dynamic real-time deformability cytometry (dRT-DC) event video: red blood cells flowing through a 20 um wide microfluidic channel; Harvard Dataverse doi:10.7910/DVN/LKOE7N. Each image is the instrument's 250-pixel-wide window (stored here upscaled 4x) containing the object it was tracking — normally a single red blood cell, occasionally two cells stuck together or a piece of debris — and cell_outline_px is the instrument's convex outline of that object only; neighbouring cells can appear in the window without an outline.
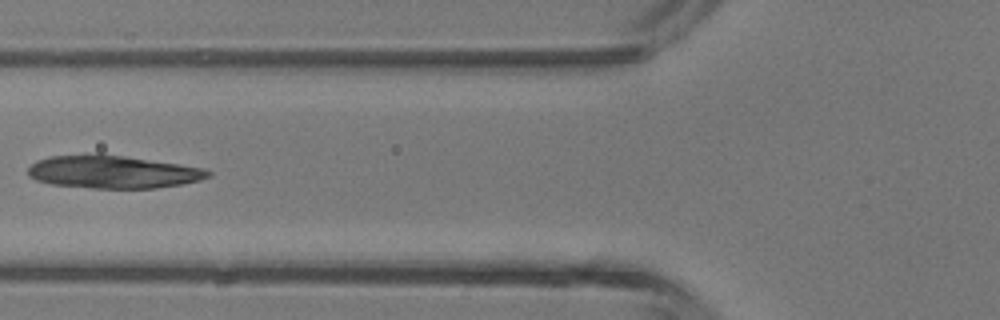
{"species": "common noctule bat (a hibernating species)", "species_latin": "Nyctalus noctula", "temperature_condition": "room temperature", "stored_images_in_passage": 2, "camera_frame_rate_fps": 3000, "um_per_image_px": 0.085, "animal": {"sex": "male", "body_mass_g": 13.3}, "frame": {"image": 1, "passage_image": 2, "time_ms": 1.0, "image_size_px": [1000, 320], "cell_outline_px": [[212, 176], [200, 180], [180, 184], [156, 188], [92, 188], [52, 184], [36, 180], [28, 176], [28, 168], [36, 160], [48, 156], [96, 152], [100, 152], [204, 168], [212, 172]], "centroid_in_image_um": [9.55, 14.59], "position_along_channel_um": 116.2, "area_um2": 34.97}}